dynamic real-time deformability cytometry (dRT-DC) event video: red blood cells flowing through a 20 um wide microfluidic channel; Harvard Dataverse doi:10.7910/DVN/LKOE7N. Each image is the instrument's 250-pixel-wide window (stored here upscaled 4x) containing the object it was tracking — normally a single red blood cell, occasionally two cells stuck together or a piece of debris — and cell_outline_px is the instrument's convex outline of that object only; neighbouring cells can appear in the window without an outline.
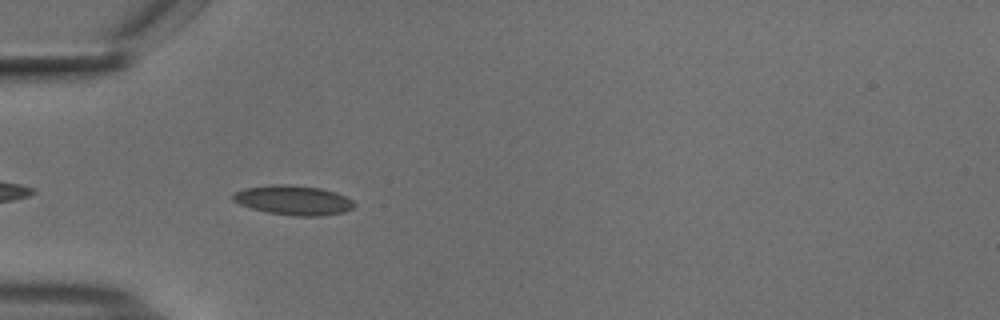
{"species": "common noctule bat (a hibernating species)", "species_latin": "Nyctalus noctula", "temperature_condition": "cold", "stored_images_in_passage": 7, "camera_frame_rate_fps": 3000, "um_per_image_px": 0.085, "animal": {"sex": "male", "body_mass_g": 18.8}, "frame": {"image": 1, "passage_image": 3, "time_ms": 0.667, "image_size_px": [1000, 320], "cell_outline_px": [[356, 204], [352, 208], [344, 212], [320, 216], [296, 216], [268, 212], [252, 208], [240, 204], [232, 200], [232, 196], [236, 192], [244, 188], [272, 184], [292, 184], [320, 188], [336, 192], [352, 200]], "centroid_in_image_um": [24.95, 17.01], "position_along_channel_um": 60.1, "area_um2": 20.87}}